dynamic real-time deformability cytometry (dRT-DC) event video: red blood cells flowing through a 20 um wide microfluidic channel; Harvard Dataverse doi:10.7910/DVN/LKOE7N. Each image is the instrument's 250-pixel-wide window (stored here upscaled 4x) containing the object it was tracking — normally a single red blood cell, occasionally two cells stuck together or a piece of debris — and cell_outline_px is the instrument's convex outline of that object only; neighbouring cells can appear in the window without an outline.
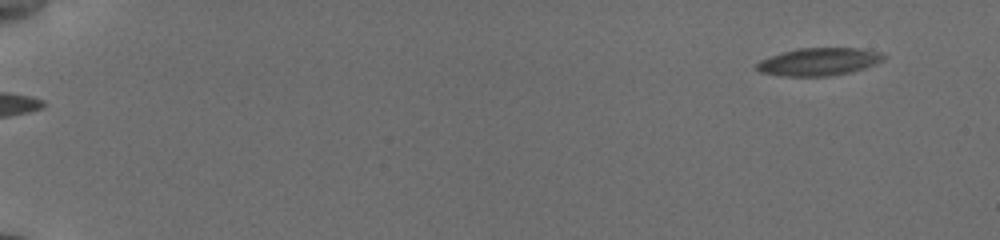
{"species": "common noctule bat (a hibernating species)", "species_latin": "Nyctalus noctula", "temperature_condition": "cold", "stored_images_in_passage": 53, "camera_frame_rate_fps": 3000, "um_per_image_px": 0.085, "animal": {"sex": "female", "body_mass_g": 19.5, "forearm_length_mm": 54.1}, "frame": {"image": 1, "passage_image": 1, "time_ms": 0.0, "image_size_px": [1000, 240], "cell_outline_px": [[884, 60], [864, 68], [848, 72], [828, 76], [784, 76], [760, 72], [756, 68], [756, 64], [760, 60], [796, 48], [856, 48], [876, 52], [884, 56]], "centroid_in_image_um": [69.56, 5.25], "position_along_channel_um": 15.4, "area_um2": 20.06}}
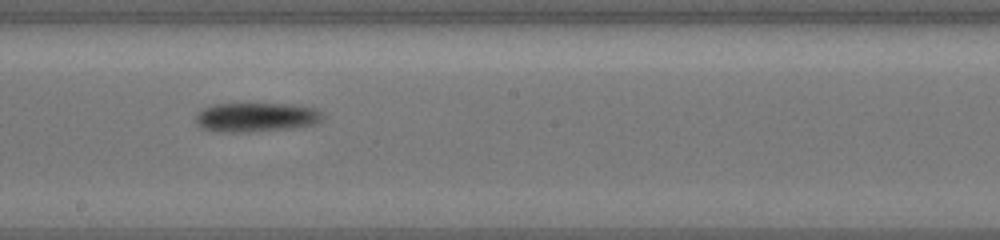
{"frame": {"image": 2, "passage_image": 31, "time_ms": 10.0, "image_size_px": [1000, 240], "cell_outline_px": [[324, 116], [320, 120], [312, 124], [288, 128], [236, 132], [224, 132], [200, 128], [196, 120], [196, 112], [200, 108], [212, 104], [288, 104], [316, 108]], "centroid_in_image_um": [21.69, 9.94], "position_along_channel_um": 226.5, "area_um2": 21.33}}
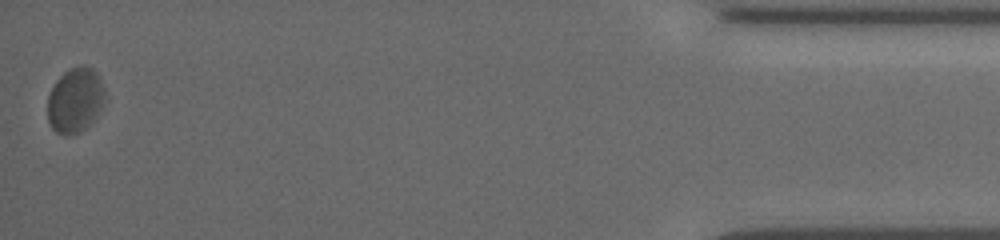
{"frame": {"image": 3, "passage_image": 53, "time_ms": 17.333, "image_size_px": [1000, 240], "cell_outline_px": [[104, 96], [92, 120], [80, 132], [68, 136], [64, 136], [56, 132], [52, 128], [48, 120], [48, 96], [56, 80], [64, 72], [80, 64], [84, 64], [92, 68], [96, 72], [100, 80], [104, 92]], "centroid_in_image_um": [6.34, 8.5], "position_along_channel_um": 428.9, "area_um2": 21.21}, "authors_computed_cell_mechanics": {"area_um2": 20.1144, "velocity_mm_per_s": 3.7616, "shape_relaxation_time_tau1_ms": 3.0384, "shape_relaxation_time_tau2_ms": 4.5769, "deformation_change_tau1": 0.0526, "deformation_change_tau2": 0.0775}}